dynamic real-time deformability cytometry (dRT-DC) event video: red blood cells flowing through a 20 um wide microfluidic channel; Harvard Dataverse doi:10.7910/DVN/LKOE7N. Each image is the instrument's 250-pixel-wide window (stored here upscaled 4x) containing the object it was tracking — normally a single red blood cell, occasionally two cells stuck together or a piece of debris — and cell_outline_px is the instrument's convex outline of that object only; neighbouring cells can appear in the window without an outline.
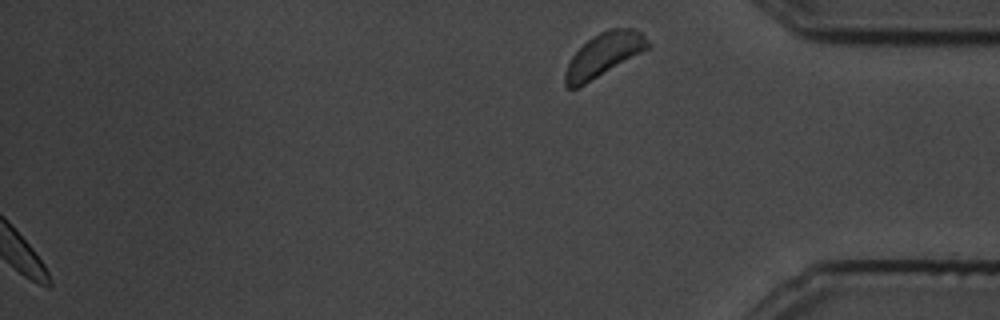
{"species": "common noctule bat (a hibernating species)", "species_latin": "Nyctalus noctula", "temperature_condition": "cold", "stored_images_in_passage": 70, "segment_of_instrument_passage": [2, 2], "camera_frame_rate_fps": 3000, "um_per_image_px": 0.085, "animal": {"sex": "male", "body_mass_g": 19.5, "forearm_length_mm": 54.6}, "frame": {"image": 1, "passage_image": 70, "time_ms": 23.0, "image_size_px": [1000, 320], "cell_outline_px": [[648, 48], [584, 84], [576, 88], [568, 88], [564, 84], [564, 76], [568, 64], [572, 56], [592, 36], [608, 28], [636, 28], [648, 40]], "centroid_in_image_um": [51.29, 4.63], "position_along_channel_um": 383.9, "area_um2": 20.35}}